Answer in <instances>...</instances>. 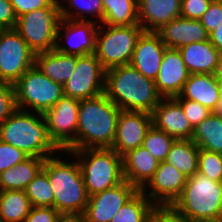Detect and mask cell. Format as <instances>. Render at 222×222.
I'll use <instances>...</instances> for the list:
<instances>
[{
    "label": "cell",
    "instance_id": "obj_1",
    "mask_svg": "<svg viewBox=\"0 0 222 222\" xmlns=\"http://www.w3.org/2000/svg\"><path fill=\"white\" fill-rule=\"evenodd\" d=\"M104 94L121 110L152 113L163 99L155 80L129 65L105 71Z\"/></svg>",
    "mask_w": 222,
    "mask_h": 222
},
{
    "label": "cell",
    "instance_id": "obj_2",
    "mask_svg": "<svg viewBox=\"0 0 222 222\" xmlns=\"http://www.w3.org/2000/svg\"><path fill=\"white\" fill-rule=\"evenodd\" d=\"M121 109L104 93L80 100L76 135V150L111 148L117 131Z\"/></svg>",
    "mask_w": 222,
    "mask_h": 222
},
{
    "label": "cell",
    "instance_id": "obj_3",
    "mask_svg": "<svg viewBox=\"0 0 222 222\" xmlns=\"http://www.w3.org/2000/svg\"><path fill=\"white\" fill-rule=\"evenodd\" d=\"M0 140L29 157L47 158L60 151L49 137L44 115L30 110L16 108L0 125Z\"/></svg>",
    "mask_w": 222,
    "mask_h": 222
},
{
    "label": "cell",
    "instance_id": "obj_4",
    "mask_svg": "<svg viewBox=\"0 0 222 222\" xmlns=\"http://www.w3.org/2000/svg\"><path fill=\"white\" fill-rule=\"evenodd\" d=\"M59 158L47 157L43 164L54 191V208L63 216L83 215L89 196L78 161L68 163Z\"/></svg>",
    "mask_w": 222,
    "mask_h": 222
},
{
    "label": "cell",
    "instance_id": "obj_5",
    "mask_svg": "<svg viewBox=\"0 0 222 222\" xmlns=\"http://www.w3.org/2000/svg\"><path fill=\"white\" fill-rule=\"evenodd\" d=\"M170 207L190 222L222 221V182L196 172Z\"/></svg>",
    "mask_w": 222,
    "mask_h": 222
},
{
    "label": "cell",
    "instance_id": "obj_6",
    "mask_svg": "<svg viewBox=\"0 0 222 222\" xmlns=\"http://www.w3.org/2000/svg\"><path fill=\"white\" fill-rule=\"evenodd\" d=\"M61 152L76 157L88 196L115 187L124 181L123 157L112 148H86Z\"/></svg>",
    "mask_w": 222,
    "mask_h": 222
},
{
    "label": "cell",
    "instance_id": "obj_7",
    "mask_svg": "<svg viewBox=\"0 0 222 222\" xmlns=\"http://www.w3.org/2000/svg\"><path fill=\"white\" fill-rule=\"evenodd\" d=\"M104 26L106 27L104 28ZM143 32L144 29L140 24L132 26L99 24L96 33L95 55L102 67L108 70L117 66L129 65L136 43Z\"/></svg>",
    "mask_w": 222,
    "mask_h": 222
},
{
    "label": "cell",
    "instance_id": "obj_8",
    "mask_svg": "<svg viewBox=\"0 0 222 222\" xmlns=\"http://www.w3.org/2000/svg\"><path fill=\"white\" fill-rule=\"evenodd\" d=\"M16 108L44 114L64 95L63 86L43 74L35 65L14 84Z\"/></svg>",
    "mask_w": 222,
    "mask_h": 222
},
{
    "label": "cell",
    "instance_id": "obj_9",
    "mask_svg": "<svg viewBox=\"0 0 222 222\" xmlns=\"http://www.w3.org/2000/svg\"><path fill=\"white\" fill-rule=\"evenodd\" d=\"M58 0L49 7L33 10L17 17L15 30L36 54L55 49L60 22Z\"/></svg>",
    "mask_w": 222,
    "mask_h": 222
},
{
    "label": "cell",
    "instance_id": "obj_10",
    "mask_svg": "<svg viewBox=\"0 0 222 222\" xmlns=\"http://www.w3.org/2000/svg\"><path fill=\"white\" fill-rule=\"evenodd\" d=\"M79 100L63 95L43 115L51 141L60 151L76 150Z\"/></svg>",
    "mask_w": 222,
    "mask_h": 222
},
{
    "label": "cell",
    "instance_id": "obj_11",
    "mask_svg": "<svg viewBox=\"0 0 222 222\" xmlns=\"http://www.w3.org/2000/svg\"><path fill=\"white\" fill-rule=\"evenodd\" d=\"M35 63V53L15 29L0 32V81L13 85Z\"/></svg>",
    "mask_w": 222,
    "mask_h": 222
},
{
    "label": "cell",
    "instance_id": "obj_12",
    "mask_svg": "<svg viewBox=\"0 0 222 222\" xmlns=\"http://www.w3.org/2000/svg\"><path fill=\"white\" fill-rule=\"evenodd\" d=\"M105 71L95 54L78 56L72 76L63 85L64 95L80 101L103 94Z\"/></svg>",
    "mask_w": 222,
    "mask_h": 222
},
{
    "label": "cell",
    "instance_id": "obj_13",
    "mask_svg": "<svg viewBox=\"0 0 222 222\" xmlns=\"http://www.w3.org/2000/svg\"><path fill=\"white\" fill-rule=\"evenodd\" d=\"M98 27L99 24L92 20L79 21L61 18L57 28L55 50L64 54L77 56L95 54ZM63 38L67 40L66 43L69 46L59 42Z\"/></svg>",
    "mask_w": 222,
    "mask_h": 222
},
{
    "label": "cell",
    "instance_id": "obj_14",
    "mask_svg": "<svg viewBox=\"0 0 222 222\" xmlns=\"http://www.w3.org/2000/svg\"><path fill=\"white\" fill-rule=\"evenodd\" d=\"M139 190L124 180L115 187L88 197L83 214L86 222H111L118 210Z\"/></svg>",
    "mask_w": 222,
    "mask_h": 222
},
{
    "label": "cell",
    "instance_id": "obj_15",
    "mask_svg": "<svg viewBox=\"0 0 222 222\" xmlns=\"http://www.w3.org/2000/svg\"><path fill=\"white\" fill-rule=\"evenodd\" d=\"M153 125L152 114L121 110L112 149L121 157L142 146L147 132Z\"/></svg>",
    "mask_w": 222,
    "mask_h": 222
},
{
    "label": "cell",
    "instance_id": "obj_16",
    "mask_svg": "<svg viewBox=\"0 0 222 222\" xmlns=\"http://www.w3.org/2000/svg\"><path fill=\"white\" fill-rule=\"evenodd\" d=\"M186 182L187 177L183 173L171 164L161 161L153 178L142 191L155 206H170L181 194Z\"/></svg>",
    "mask_w": 222,
    "mask_h": 222
},
{
    "label": "cell",
    "instance_id": "obj_17",
    "mask_svg": "<svg viewBox=\"0 0 222 222\" xmlns=\"http://www.w3.org/2000/svg\"><path fill=\"white\" fill-rule=\"evenodd\" d=\"M189 71L178 49L166 48L155 85L162 98H174L182 92Z\"/></svg>",
    "mask_w": 222,
    "mask_h": 222
},
{
    "label": "cell",
    "instance_id": "obj_18",
    "mask_svg": "<svg viewBox=\"0 0 222 222\" xmlns=\"http://www.w3.org/2000/svg\"><path fill=\"white\" fill-rule=\"evenodd\" d=\"M151 114L157 129L175 139H192L194 128L174 98H163Z\"/></svg>",
    "mask_w": 222,
    "mask_h": 222
},
{
    "label": "cell",
    "instance_id": "obj_19",
    "mask_svg": "<svg viewBox=\"0 0 222 222\" xmlns=\"http://www.w3.org/2000/svg\"><path fill=\"white\" fill-rule=\"evenodd\" d=\"M166 48L156 32L144 31L136 43L130 65L155 80Z\"/></svg>",
    "mask_w": 222,
    "mask_h": 222
},
{
    "label": "cell",
    "instance_id": "obj_20",
    "mask_svg": "<svg viewBox=\"0 0 222 222\" xmlns=\"http://www.w3.org/2000/svg\"><path fill=\"white\" fill-rule=\"evenodd\" d=\"M167 48L178 49L186 44L209 39L200 20L178 17L156 31Z\"/></svg>",
    "mask_w": 222,
    "mask_h": 222
},
{
    "label": "cell",
    "instance_id": "obj_21",
    "mask_svg": "<svg viewBox=\"0 0 222 222\" xmlns=\"http://www.w3.org/2000/svg\"><path fill=\"white\" fill-rule=\"evenodd\" d=\"M182 0H137L138 20L144 31L156 32L180 17Z\"/></svg>",
    "mask_w": 222,
    "mask_h": 222
},
{
    "label": "cell",
    "instance_id": "obj_22",
    "mask_svg": "<svg viewBox=\"0 0 222 222\" xmlns=\"http://www.w3.org/2000/svg\"><path fill=\"white\" fill-rule=\"evenodd\" d=\"M159 163L145 148L137 147L123 156L124 180L142 190L153 178Z\"/></svg>",
    "mask_w": 222,
    "mask_h": 222
},
{
    "label": "cell",
    "instance_id": "obj_23",
    "mask_svg": "<svg viewBox=\"0 0 222 222\" xmlns=\"http://www.w3.org/2000/svg\"><path fill=\"white\" fill-rule=\"evenodd\" d=\"M190 74H214L220 52L210 42H193L178 48Z\"/></svg>",
    "mask_w": 222,
    "mask_h": 222
},
{
    "label": "cell",
    "instance_id": "obj_24",
    "mask_svg": "<svg viewBox=\"0 0 222 222\" xmlns=\"http://www.w3.org/2000/svg\"><path fill=\"white\" fill-rule=\"evenodd\" d=\"M180 96L198 102L213 112L221 97L217 78L214 74H190Z\"/></svg>",
    "mask_w": 222,
    "mask_h": 222
},
{
    "label": "cell",
    "instance_id": "obj_25",
    "mask_svg": "<svg viewBox=\"0 0 222 222\" xmlns=\"http://www.w3.org/2000/svg\"><path fill=\"white\" fill-rule=\"evenodd\" d=\"M77 57L54 49L36 53L34 65L51 80L63 86L73 74Z\"/></svg>",
    "mask_w": 222,
    "mask_h": 222
},
{
    "label": "cell",
    "instance_id": "obj_26",
    "mask_svg": "<svg viewBox=\"0 0 222 222\" xmlns=\"http://www.w3.org/2000/svg\"><path fill=\"white\" fill-rule=\"evenodd\" d=\"M45 158L28 157L11 169L0 173V191H25L43 168Z\"/></svg>",
    "mask_w": 222,
    "mask_h": 222
},
{
    "label": "cell",
    "instance_id": "obj_27",
    "mask_svg": "<svg viewBox=\"0 0 222 222\" xmlns=\"http://www.w3.org/2000/svg\"><path fill=\"white\" fill-rule=\"evenodd\" d=\"M199 147L191 139H176L165 162L171 164L187 178L198 172Z\"/></svg>",
    "mask_w": 222,
    "mask_h": 222
},
{
    "label": "cell",
    "instance_id": "obj_28",
    "mask_svg": "<svg viewBox=\"0 0 222 222\" xmlns=\"http://www.w3.org/2000/svg\"><path fill=\"white\" fill-rule=\"evenodd\" d=\"M191 140L199 149L222 154V117L211 113L194 127Z\"/></svg>",
    "mask_w": 222,
    "mask_h": 222
},
{
    "label": "cell",
    "instance_id": "obj_29",
    "mask_svg": "<svg viewBox=\"0 0 222 222\" xmlns=\"http://www.w3.org/2000/svg\"><path fill=\"white\" fill-rule=\"evenodd\" d=\"M104 19L102 24L112 26L138 25L137 0H102Z\"/></svg>",
    "mask_w": 222,
    "mask_h": 222
},
{
    "label": "cell",
    "instance_id": "obj_30",
    "mask_svg": "<svg viewBox=\"0 0 222 222\" xmlns=\"http://www.w3.org/2000/svg\"><path fill=\"white\" fill-rule=\"evenodd\" d=\"M31 208L25 191H0V218L3 222H24Z\"/></svg>",
    "mask_w": 222,
    "mask_h": 222
},
{
    "label": "cell",
    "instance_id": "obj_31",
    "mask_svg": "<svg viewBox=\"0 0 222 222\" xmlns=\"http://www.w3.org/2000/svg\"><path fill=\"white\" fill-rule=\"evenodd\" d=\"M62 2V3H61ZM68 2V4H67ZM64 3L69 5L64 6ZM58 0L60 17L67 20L90 21L87 15H95L99 18L98 23H102L104 19V6L102 0ZM63 4V5H62Z\"/></svg>",
    "mask_w": 222,
    "mask_h": 222
},
{
    "label": "cell",
    "instance_id": "obj_32",
    "mask_svg": "<svg viewBox=\"0 0 222 222\" xmlns=\"http://www.w3.org/2000/svg\"><path fill=\"white\" fill-rule=\"evenodd\" d=\"M156 206L139 190L113 217L111 222H149Z\"/></svg>",
    "mask_w": 222,
    "mask_h": 222
},
{
    "label": "cell",
    "instance_id": "obj_33",
    "mask_svg": "<svg viewBox=\"0 0 222 222\" xmlns=\"http://www.w3.org/2000/svg\"><path fill=\"white\" fill-rule=\"evenodd\" d=\"M25 193L32 207L54 208V191L43 168L28 184Z\"/></svg>",
    "mask_w": 222,
    "mask_h": 222
},
{
    "label": "cell",
    "instance_id": "obj_34",
    "mask_svg": "<svg viewBox=\"0 0 222 222\" xmlns=\"http://www.w3.org/2000/svg\"><path fill=\"white\" fill-rule=\"evenodd\" d=\"M175 140L174 137L152 125L145 136L142 147L161 162L166 160L167 154Z\"/></svg>",
    "mask_w": 222,
    "mask_h": 222
},
{
    "label": "cell",
    "instance_id": "obj_35",
    "mask_svg": "<svg viewBox=\"0 0 222 222\" xmlns=\"http://www.w3.org/2000/svg\"><path fill=\"white\" fill-rule=\"evenodd\" d=\"M198 173L205 175L211 180L222 182V154L200 149Z\"/></svg>",
    "mask_w": 222,
    "mask_h": 222
},
{
    "label": "cell",
    "instance_id": "obj_36",
    "mask_svg": "<svg viewBox=\"0 0 222 222\" xmlns=\"http://www.w3.org/2000/svg\"><path fill=\"white\" fill-rule=\"evenodd\" d=\"M174 99L182 106L185 116L188 118L190 124L194 128L202 120L207 118L213 113L208 108L204 107L198 102L182 98L180 95L174 97Z\"/></svg>",
    "mask_w": 222,
    "mask_h": 222
},
{
    "label": "cell",
    "instance_id": "obj_37",
    "mask_svg": "<svg viewBox=\"0 0 222 222\" xmlns=\"http://www.w3.org/2000/svg\"><path fill=\"white\" fill-rule=\"evenodd\" d=\"M29 156L19 148L0 140V173L13 168Z\"/></svg>",
    "mask_w": 222,
    "mask_h": 222
},
{
    "label": "cell",
    "instance_id": "obj_38",
    "mask_svg": "<svg viewBox=\"0 0 222 222\" xmlns=\"http://www.w3.org/2000/svg\"><path fill=\"white\" fill-rule=\"evenodd\" d=\"M16 109L13 85L0 81V125Z\"/></svg>",
    "mask_w": 222,
    "mask_h": 222
},
{
    "label": "cell",
    "instance_id": "obj_39",
    "mask_svg": "<svg viewBox=\"0 0 222 222\" xmlns=\"http://www.w3.org/2000/svg\"><path fill=\"white\" fill-rule=\"evenodd\" d=\"M201 24L208 34L222 24V0H213L209 8L200 18Z\"/></svg>",
    "mask_w": 222,
    "mask_h": 222
},
{
    "label": "cell",
    "instance_id": "obj_40",
    "mask_svg": "<svg viewBox=\"0 0 222 222\" xmlns=\"http://www.w3.org/2000/svg\"><path fill=\"white\" fill-rule=\"evenodd\" d=\"M213 0H182L180 17L200 20Z\"/></svg>",
    "mask_w": 222,
    "mask_h": 222
},
{
    "label": "cell",
    "instance_id": "obj_41",
    "mask_svg": "<svg viewBox=\"0 0 222 222\" xmlns=\"http://www.w3.org/2000/svg\"><path fill=\"white\" fill-rule=\"evenodd\" d=\"M62 216L53 207H32L24 222H59Z\"/></svg>",
    "mask_w": 222,
    "mask_h": 222
},
{
    "label": "cell",
    "instance_id": "obj_42",
    "mask_svg": "<svg viewBox=\"0 0 222 222\" xmlns=\"http://www.w3.org/2000/svg\"><path fill=\"white\" fill-rule=\"evenodd\" d=\"M149 222H190L176 213L170 206H156L151 212Z\"/></svg>",
    "mask_w": 222,
    "mask_h": 222
},
{
    "label": "cell",
    "instance_id": "obj_43",
    "mask_svg": "<svg viewBox=\"0 0 222 222\" xmlns=\"http://www.w3.org/2000/svg\"><path fill=\"white\" fill-rule=\"evenodd\" d=\"M55 0H10L17 17L33 10L49 7Z\"/></svg>",
    "mask_w": 222,
    "mask_h": 222
},
{
    "label": "cell",
    "instance_id": "obj_44",
    "mask_svg": "<svg viewBox=\"0 0 222 222\" xmlns=\"http://www.w3.org/2000/svg\"><path fill=\"white\" fill-rule=\"evenodd\" d=\"M17 16L10 0H0V28L14 29Z\"/></svg>",
    "mask_w": 222,
    "mask_h": 222
},
{
    "label": "cell",
    "instance_id": "obj_45",
    "mask_svg": "<svg viewBox=\"0 0 222 222\" xmlns=\"http://www.w3.org/2000/svg\"><path fill=\"white\" fill-rule=\"evenodd\" d=\"M209 40L216 47V49L221 53L222 52V24L221 26L217 27L209 34Z\"/></svg>",
    "mask_w": 222,
    "mask_h": 222
},
{
    "label": "cell",
    "instance_id": "obj_46",
    "mask_svg": "<svg viewBox=\"0 0 222 222\" xmlns=\"http://www.w3.org/2000/svg\"><path fill=\"white\" fill-rule=\"evenodd\" d=\"M59 222H86L83 215L62 216Z\"/></svg>",
    "mask_w": 222,
    "mask_h": 222
},
{
    "label": "cell",
    "instance_id": "obj_47",
    "mask_svg": "<svg viewBox=\"0 0 222 222\" xmlns=\"http://www.w3.org/2000/svg\"><path fill=\"white\" fill-rule=\"evenodd\" d=\"M214 75L217 79H222V52L220 53L218 63H217V68Z\"/></svg>",
    "mask_w": 222,
    "mask_h": 222
},
{
    "label": "cell",
    "instance_id": "obj_48",
    "mask_svg": "<svg viewBox=\"0 0 222 222\" xmlns=\"http://www.w3.org/2000/svg\"><path fill=\"white\" fill-rule=\"evenodd\" d=\"M216 116L222 117V101H218V104L213 111Z\"/></svg>",
    "mask_w": 222,
    "mask_h": 222
},
{
    "label": "cell",
    "instance_id": "obj_49",
    "mask_svg": "<svg viewBox=\"0 0 222 222\" xmlns=\"http://www.w3.org/2000/svg\"><path fill=\"white\" fill-rule=\"evenodd\" d=\"M218 84H219V91H220V99L219 101H222V79H217Z\"/></svg>",
    "mask_w": 222,
    "mask_h": 222
}]
</instances>
